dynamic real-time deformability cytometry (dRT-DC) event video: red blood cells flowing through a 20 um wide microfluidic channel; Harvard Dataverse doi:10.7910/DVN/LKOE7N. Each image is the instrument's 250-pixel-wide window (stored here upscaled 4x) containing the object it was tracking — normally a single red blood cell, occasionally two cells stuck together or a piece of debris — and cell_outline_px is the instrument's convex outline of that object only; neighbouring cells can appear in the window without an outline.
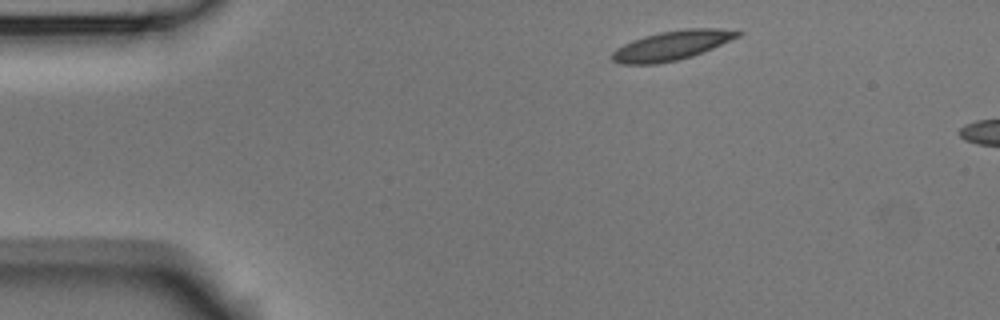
{"species": "Egyptian fruit bat (a non-hibernating species)", "species_latin": "Rousettus aegyptiacus", "temperature_condition": "room temperature", "stored_images_in_passage": 3, "segment_of_instrument_passage": [1, 2], "camera_frame_rate_fps": 3000, "um_per_image_px": 0.085, "animal": {"sex": "male"}, "frame": {"image": 1, "passage_image": 1, "time_ms": 0.0, "image_size_px": [1000, 320], "cell_outline_px": [[744, 32], [740, 36], [712, 48], [692, 56], [676, 60], [656, 64], [620, 64], [612, 60], [608, 56], [616, 48], [632, 40], [644, 36], [660, 32], [684, 28], [720, 28]], "centroid_in_image_um": [57.07, 3.86], "position_along_channel_um": 27.9, "area_um2": 21.56}}